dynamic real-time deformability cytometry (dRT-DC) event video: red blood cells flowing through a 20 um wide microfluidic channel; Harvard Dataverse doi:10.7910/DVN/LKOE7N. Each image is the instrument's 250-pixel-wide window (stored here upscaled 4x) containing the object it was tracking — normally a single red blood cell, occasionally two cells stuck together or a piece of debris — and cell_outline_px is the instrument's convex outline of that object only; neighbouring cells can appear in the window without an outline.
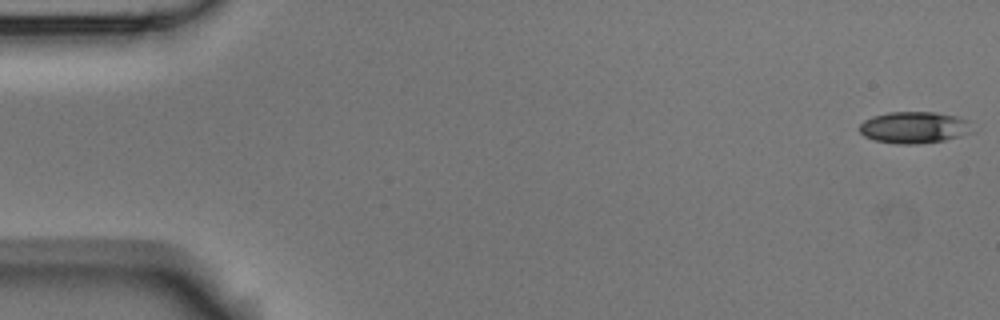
{"species": "Egyptian fruit bat (a non-hibernating species)", "species_latin": "Rousettus aegyptiacus", "temperature_condition": "room temperature", "stored_images_in_passage": 54, "camera_frame_rate_fps": 3000, "um_per_image_px": 0.085, "animal": {"sex": "male"}, "frame": {"image": 1, "passage_image": 1, "time_ms": 0.0, "image_size_px": [1000, 320], "cell_outline_px": [[980, 128], [976, 132], [944, 140], [916, 144], [896, 144], [876, 140], [864, 136], [860, 132], [860, 124], [864, 120], [872, 116], [888, 112], [936, 112], [956, 116], [968, 120]], "centroid_in_image_um": [77.81, 10.83], "position_along_channel_um": 7.2, "area_um2": 21.27}}
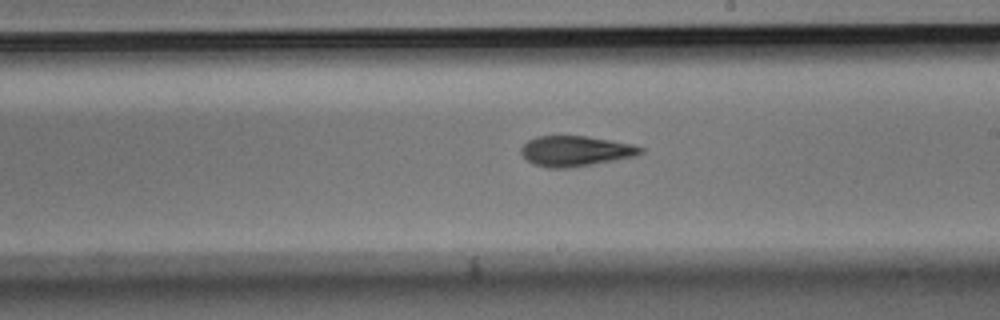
{"frame": {"image": 2, "passage_image": 32, "time_ms": 10.333, "image_size_px": [1000, 320], "cell_outline_px": [[644, 152], [636, 156], [592, 164], [568, 168], [548, 168], [532, 164], [520, 152], [520, 148], [528, 140], [536, 136], [588, 136], [632, 144], [644, 148]], "centroid_in_image_um": [48.91, 12.84], "position_along_channel_um": 240.1, "area_um2": 21.15}}
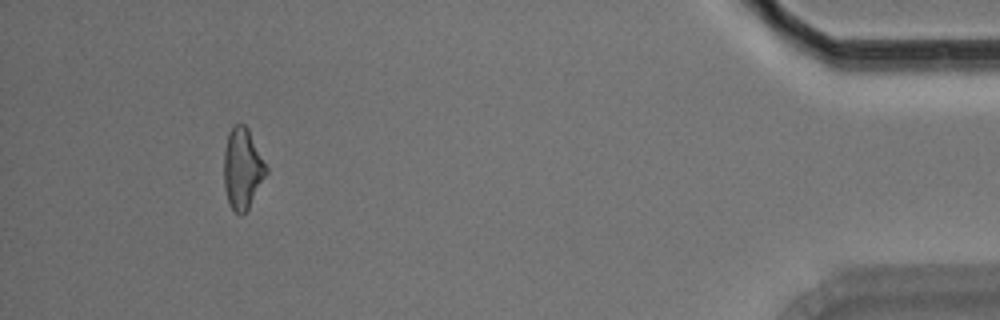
{"frame": {"image": 3, "passage_image": 52, "time_ms": 17.0, "image_size_px": [1000, 320], "cell_outline_px": [[268, 172], [248, 208], [240, 216], [228, 204], [224, 188], [224, 152], [228, 132], [236, 124], [244, 124], [248, 128], [268, 168]], "centroid_in_image_um": [20.6, 14.33], "position_along_channel_um": 414.6, "area_um2": 19.88}, "authors_computed_cell_mechanics": {"area_um2": 20.9814, "velocity_mm_per_s": 3.5939, "shape_relaxation_time_tau1_ms": 7.3669, "shape_relaxation_time_tau2_ms": 4.1157, "deformation_change_tau1": 0.1662, "deformation_change_tau2": 0.1216}}